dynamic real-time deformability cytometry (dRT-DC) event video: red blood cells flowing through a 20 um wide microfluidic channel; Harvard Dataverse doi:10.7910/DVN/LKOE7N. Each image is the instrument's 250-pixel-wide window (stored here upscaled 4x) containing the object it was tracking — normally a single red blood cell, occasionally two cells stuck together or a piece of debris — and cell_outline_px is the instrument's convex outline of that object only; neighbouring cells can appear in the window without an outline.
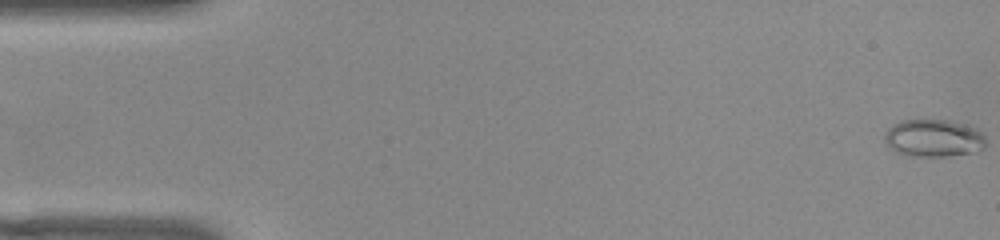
{"species": "common noctule bat (a hibernating species)", "species_latin": "Nyctalus noctula", "temperature_condition": "warm", "stored_images_in_passage": 54, "camera_frame_rate_fps": 3000, "um_per_image_px": 0.085, "animal": {"sex": "female", "body_mass_g": 22.0, "forearm_length_mm": 56.7}, "frame": {"image": 1, "passage_image": 1, "time_ms": 0.0, "image_size_px": [1000, 240], "cell_outline_px": [[984, 148], [976, 152], [948, 156], [908, 156], [896, 152], [884, 140], [884, 136], [888, 128], [892, 124], [900, 120], [948, 120], [964, 124], [976, 128], [984, 132]], "centroid_in_image_um": [79.36, 11.74], "position_along_channel_um": 5.6, "area_um2": 22.25}}
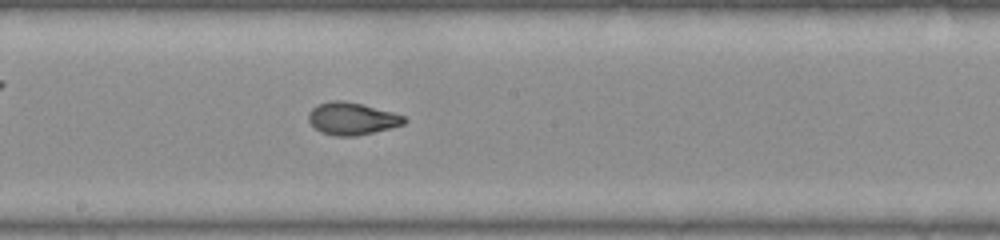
{"frame": {"image": 2, "passage_image": 29, "time_ms": 9.333, "image_size_px": [1000, 240], "cell_outline_px": [[408, 120], [404, 124], [392, 128], [356, 136], [332, 136], [320, 132], [308, 120], [308, 112], [312, 108], [320, 104], [332, 100], [344, 100], [392, 112], [404, 116]], "centroid_in_image_um": [29.92, 10.09], "position_along_channel_um": 218.3, "area_um2": 18.03}}
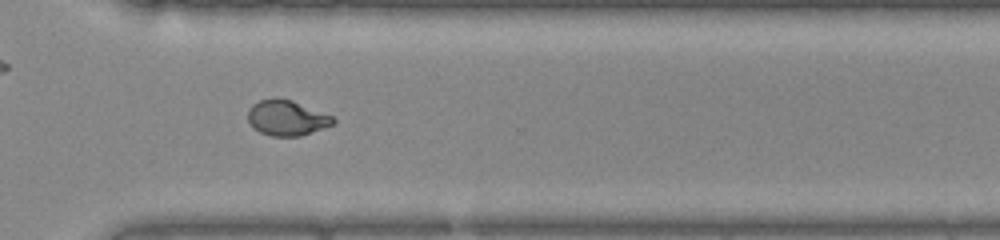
{"frame": {"image": 3, "passage_image": 39, "time_ms": 12.667, "image_size_px": [1000, 240], "cell_outline_px": [[336, 120], [332, 124], [300, 136], [272, 136], [260, 132], [252, 128], [248, 120], [248, 108], [252, 104], [260, 100], [292, 100], [332, 116]], "centroid_in_image_um": [24.34, 10.04], "position_along_channel_um": 346.3, "area_um2": 17.11}, "authors_computed_cell_mechanics": {"area_um2": 18.496, "velocity_mm_per_s": 3.8352, "shape_relaxation_time_tau1_ms": null, "shape_relaxation_time_tau2_ms": 0.8533, "deformation_change_tau1": null, "deformation_change_tau2": 0.0594}}